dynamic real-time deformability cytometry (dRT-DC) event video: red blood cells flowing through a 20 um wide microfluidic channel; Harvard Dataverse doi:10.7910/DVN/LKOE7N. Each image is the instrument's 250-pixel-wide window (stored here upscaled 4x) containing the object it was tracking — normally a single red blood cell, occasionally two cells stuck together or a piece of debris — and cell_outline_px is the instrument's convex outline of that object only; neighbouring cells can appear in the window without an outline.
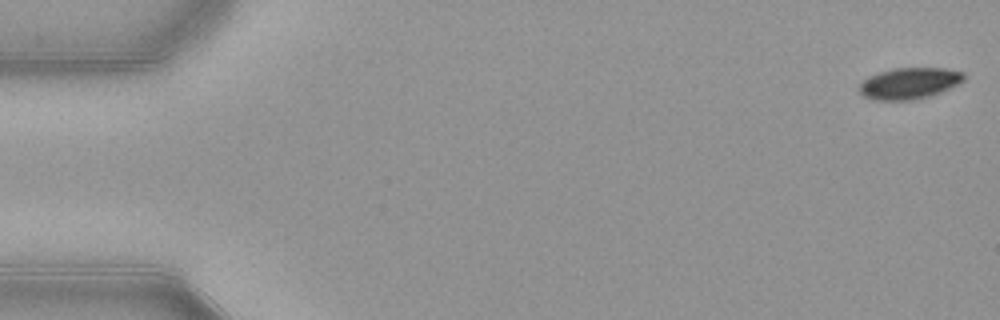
{"species": "common noctule bat (a hibernating species)", "species_latin": "Nyctalus noctula", "temperature_condition": "warm", "stored_images_in_passage": 13, "camera_frame_rate_fps": 3000, "um_per_image_px": 0.085, "animal": {"sex": "female", "body_mass_g": 21.9}, "frame": {"image": 1, "passage_image": 1, "time_ms": 0.0, "image_size_px": [1000, 320], "cell_outline_px": [[964, 80], [940, 92], [928, 96], [912, 100], [876, 100], [864, 96], [860, 92], [860, 84], [868, 76], [892, 68], [944, 68], [964, 72]], "centroid_in_image_um": [77.28, 7.07], "position_along_channel_um": 7.7, "area_um2": 18.84}}